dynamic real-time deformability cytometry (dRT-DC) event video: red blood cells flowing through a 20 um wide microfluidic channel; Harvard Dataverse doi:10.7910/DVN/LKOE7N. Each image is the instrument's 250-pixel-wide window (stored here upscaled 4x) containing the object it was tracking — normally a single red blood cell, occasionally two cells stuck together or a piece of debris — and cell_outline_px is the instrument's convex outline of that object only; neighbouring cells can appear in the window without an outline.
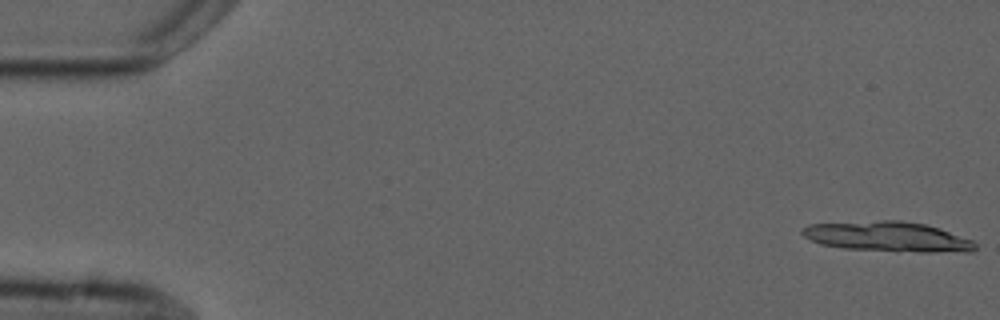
{"species": "common noctule bat (a hibernating species)", "species_latin": "Nyctalus noctula", "temperature_condition": "cold", "stored_images_in_passage": 3, "camera_frame_rate_fps": 3000, "um_per_image_px": 0.085, "animal": {"sex": "male", "forearm_length_mm": 52.5}, "frame": {"image": 1, "passage_image": 3, "time_ms": 2.333, "image_size_px": [1000, 320], "cell_outline_px": [[976, 248], [972, 252], [896, 252], [844, 248], [820, 244], [804, 236], [800, 232], [800, 228], [808, 224], [880, 220], [900, 220], [924, 224], [940, 228], [972, 240], [976, 244]], "centroid_in_image_um": [75.45, 20.12], "position_along_channel_um": 9.5, "area_um2": 30.63}}